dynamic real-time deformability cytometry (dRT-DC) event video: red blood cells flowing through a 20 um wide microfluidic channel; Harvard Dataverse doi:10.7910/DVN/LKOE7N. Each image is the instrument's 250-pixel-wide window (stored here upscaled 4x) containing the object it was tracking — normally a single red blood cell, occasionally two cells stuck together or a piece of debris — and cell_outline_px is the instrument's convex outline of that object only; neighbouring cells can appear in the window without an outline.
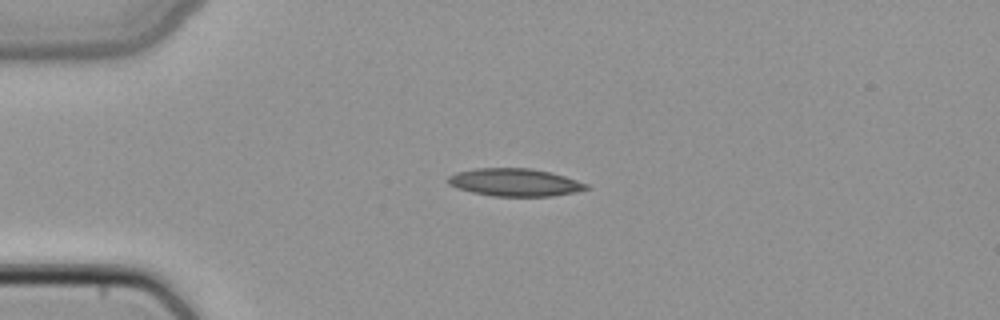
{"species": "common noctule bat (a hibernating species)", "species_latin": "Nyctalus noctula", "temperature_condition": "cold", "stored_images_in_passage": 49, "camera_frame_rate_fps": 3000, "um_per_image_px": 0.085, "animal": {"sex": "female", "body_mass_g": 22.7, "forearm_length_mm": 54.2}, "frame": {"image": 1, "passage_image": 12, "time_ms": 3.667, "image_size_px": [1000, 320], "cell_outline_px": [[588, 188], [576, 192], [552, 196], [492, 196], [472, 192], [456, 188], [448, 184], [448, 176], [456, 172], [476, 168], [532, 168], [564, 176], [588, 184]], "centroid_in_image_um": [43.72, 15.5], "position_along_channel_um": 41.3, "area_um2": 22.25}}
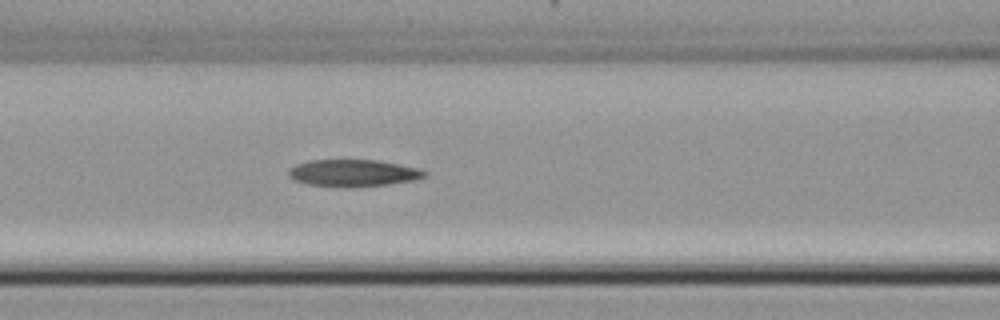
{"frame": {"image": 2, "passage_image": 21, "time_ms": 6.667, "image_size_px": [1000, 320], "cell_outline_px": [[428, 176], [412, 180], [388, 184], [308, 184], [292, 180], [288, 176], [288, 172], [296, 164], [308, 160], [376, 160], [420, 168], [428, 172]], "centroid_in_image_um": [30.05, 14.65], "position_along_channel_um": 136.6, "area_um2": 20.35}}
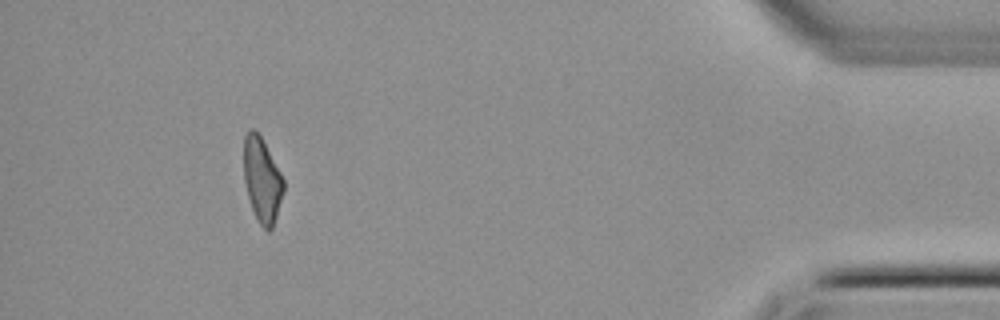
{"frame": {"image": 3, "passage_image": 45, "time_ms": 14.667, "image_size_px": [1000, 320], "cell_outline_px": [[284, 192], [272, 228], [268, 232], [260, 224], [252, 208], [248, 196], [244, 180], [244, 136], [252, 128], [256, 128], [280, 172], [284, 180]], "centroid_in_image_um": [22.27, 15.28], "position_along_channel_um": 412.9, "area_um2": 19.36}}